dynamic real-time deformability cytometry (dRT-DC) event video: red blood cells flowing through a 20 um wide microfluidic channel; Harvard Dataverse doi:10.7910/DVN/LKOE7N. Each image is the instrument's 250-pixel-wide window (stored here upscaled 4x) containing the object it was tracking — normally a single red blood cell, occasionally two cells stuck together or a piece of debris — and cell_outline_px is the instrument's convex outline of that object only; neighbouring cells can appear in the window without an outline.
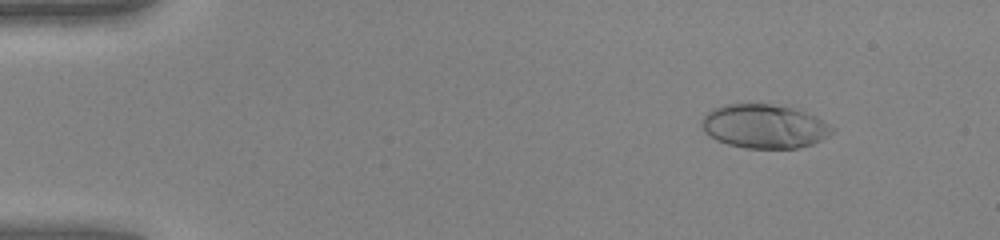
{"species": "human", "species_latin": "Homo sapiens", "temperature_condition": "warm", "stored_images_in_passage": 49, "camera_frame_rate_fps": 3000, "um_per_image_px": 0.085, "donor": {"sex": "female"}, "frame": {"image": 1, "passage_image": 6, "time_ms": 1.667, "image_size_px": [1000, 240], "cell_outline_px": [[836, 128], [828, 136], [812, 144], [800, 148], [744, 148], [728, 144], [716, 140], [704, 132], [700, 124], [700, 120], [712, 108], [724, 104], [748, 100], [772, 104], [792, 108], [816, 116]], "centroid_in_image_um": [64.92, 10.7], "position_along_channel_um": 20.1, "area_um2": 34.22}}
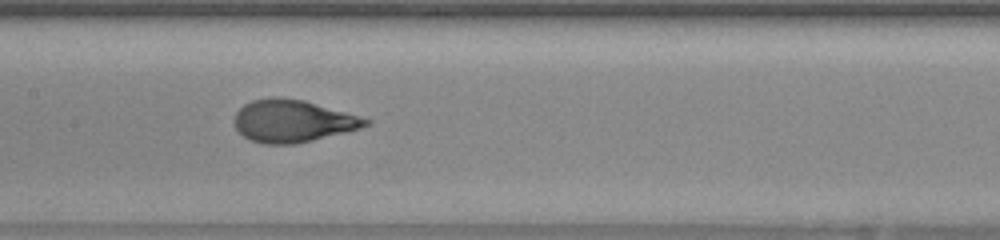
{"frame": {"image": 2, "passage_image": 25, "time_ms": 8.0, "image_size_px": [1000, 240], "cell_outline_px": [[372, 124], [360, 128], [296, 144], [264, 144], [248, 140], [236, 128], [232, 120], [236, 112], [244, 104], [252, 100], [272, 96], [280, 96], [304, 100], [372, 120]], "centroid_in_image_um": [24.83, 10.28], "position_along_channel_um": 182.6, "area_um2": 32.48}}
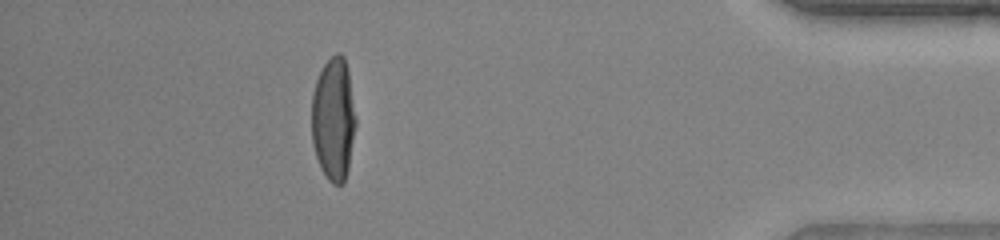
{"frame": {"image": 3, "passage_image": 44, "time_ms": 14.333, "image_size_px": [1000, 240], "cell_outline_px": [[356, 124], [348, 168], [344, 184], [332, 184], [328, 180], [320, 168], [312, 144], [312, 96], [316, 80], [324, 64], [336, 52], [340, 52], [344, 56], [348, 68], [356, 120]], "centroid_in_image_um": [28.35, 10.13], "position_along_channel_um": 406.9, "area_um2": 31.79}, "authors_computed_cell_mechanics": {"area_um2": 32.2524, "velocity_mm_per_s": 4.2522, "shape_relaxation_time_tau1_ms": 6.2052, "shape_relaxation_time_tau2_ms": null, "deformation_change_tau1": 0.3269, "deformation_change_tau2": null}}